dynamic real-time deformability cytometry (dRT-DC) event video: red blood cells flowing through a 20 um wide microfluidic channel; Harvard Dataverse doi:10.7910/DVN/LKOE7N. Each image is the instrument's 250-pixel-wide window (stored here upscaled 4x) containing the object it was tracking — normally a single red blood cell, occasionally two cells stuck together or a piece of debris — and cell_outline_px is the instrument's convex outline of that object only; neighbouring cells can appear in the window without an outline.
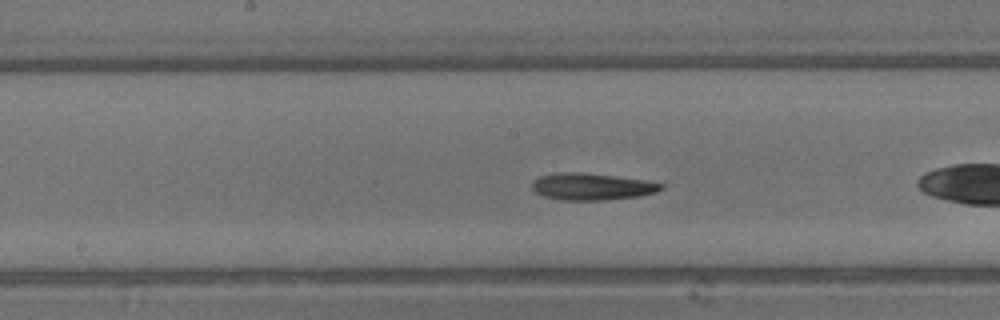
{"species": "common noctule bat (a hibernating species)", "species_latin": "Nyctalus noctula", "temperature_condition": "warm", "stored_images_in_passage": 43, "segment_of_instrument_passage": [2, 3], "camera_frame_rate_fps": 3000, "um_per_image_px": 0.085, "animal": {"sex": "male", "body_mass_g": 13.3}, "frame": {"image": 1, "passage_image": 21, "time_ms": 6.667, "image_size_px": [1000, 320], "cell_outline_px": [[664, 188], [656, 192], [640, 196], [604, 200], [560, 200], [540, 196], [532, 188], [532, 180], [540, 176], [560, 172], [572, 172], [612, 176], [640, 180], [664, 184]], "centroid_in_image_um": [50.24, 15.88], "position_along_channel_um": 198.0, "area_um2": 20.0}}